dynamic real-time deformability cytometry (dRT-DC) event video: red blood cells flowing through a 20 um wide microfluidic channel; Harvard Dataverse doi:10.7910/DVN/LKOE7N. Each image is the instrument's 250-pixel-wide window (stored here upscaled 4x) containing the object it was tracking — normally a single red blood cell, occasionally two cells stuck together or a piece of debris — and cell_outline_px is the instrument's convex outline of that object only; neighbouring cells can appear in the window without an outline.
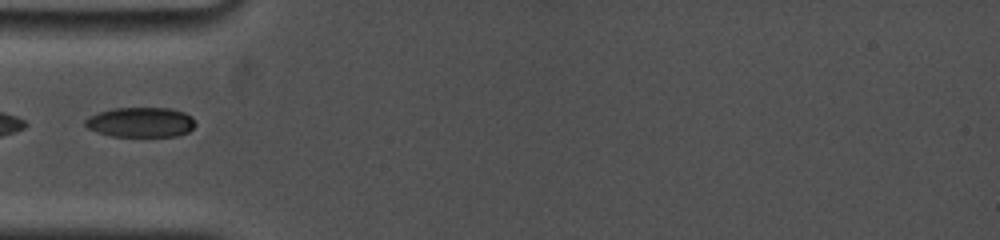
{"species": "common noctule bat (a hibernating species)", "species_latin": "Nyctalus noctula", "temperature_condition": "cold", "stored_images_in_passage": 7, "camera_frame_rate_fps": 5000, "um_per_image_px": 0.085, "animal": {"sex": "female", "body_mass_g": 19.0, "forearm_length_mm": 53.3}, "frame": {"image": 1, "passage_image": 1, "time_ms": 0.0, "image_size_px": [1000, 240], "cell_outline_px": [[196, 124], [188, 132], [176, 136], [112, 136], [96, 132], [88, 128], [84, 124], [84, 120], [88, 116], [112, 108], [172, 108], [184, 112], [192, 116], [196, 120]], "centroid_in_image_um": [11.97, 10.38], "position_along_channel_um": 73.0, "area_um2": 19.36}}
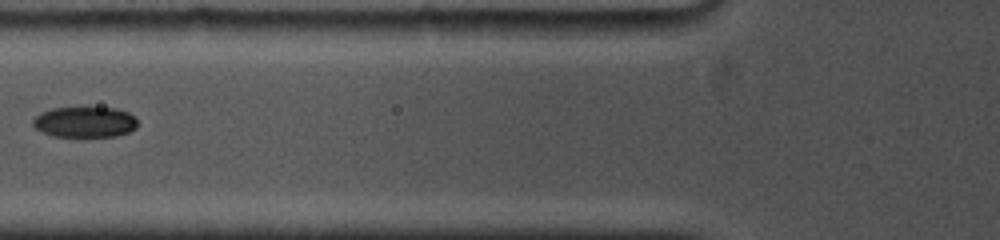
{"frame": {"image": 2, "passage_image": 5, "time_ms": 1.2, "image_size_px": [1000, 240], "cell_outline_px": [[136, 128], [128, 132], [116, 136], [52, 136], [36, 128], [32, 124], [32, 120], [40, 112], [52, 108], [116, 108], [128, 112], [136, 120]], "centroid_in_image_um": [7.19, 10.37], "position_along_channel_um": 118.6, "area_um2": 18.5}}